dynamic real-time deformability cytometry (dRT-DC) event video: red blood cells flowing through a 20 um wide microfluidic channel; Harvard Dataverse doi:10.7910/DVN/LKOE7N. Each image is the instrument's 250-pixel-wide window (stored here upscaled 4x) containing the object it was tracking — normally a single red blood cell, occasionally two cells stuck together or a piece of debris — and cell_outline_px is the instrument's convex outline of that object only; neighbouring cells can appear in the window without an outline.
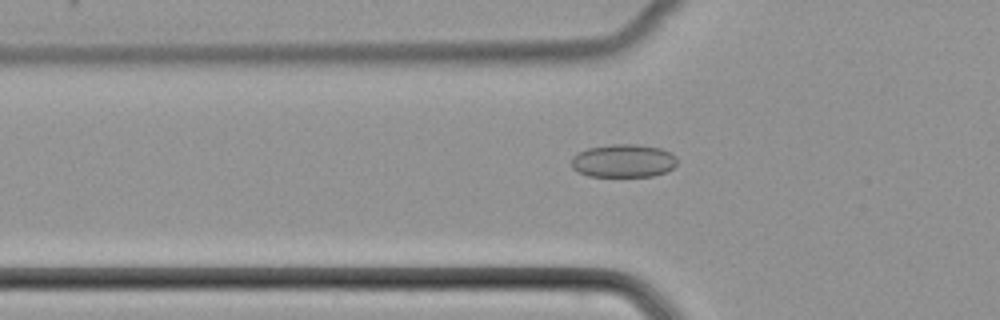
{"species": "common noctule bat (a hibernating species)", "species_latin": "Nyctalus noctula", "temperature_condition": "cold", "stored_images_in_passage": 51, "camera_frame_rate_fps": 3000, "um_per_image_px": 0.085, "animal": {"sex": "female", "body_mass_g": 22.7, "forearm_length_mm": 54.2}, "frame": {"image": 1, "passage_image": 18, "time_ms": 5.667, "image_size_px": [1000, 320], "cell_outline_px": [[676, 164], [668, 172], [652, 176], [588, 176], [572, 168], [572, 156], [576, 152], [588, 148], [612, 144], [636, 144], [660, 148], [672, 152], [676, 156]], "centroid_in_image_um": [53.0, 13.66], "position_along_channel_um": 72.8, "area_um2": 20.58}}
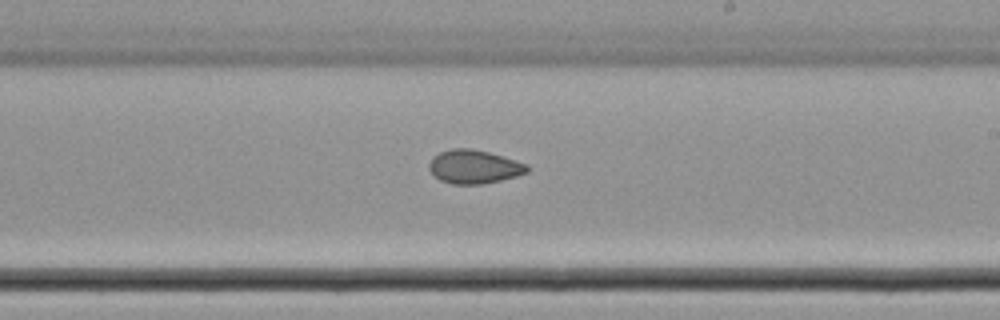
{"frame": {"image": 2, "passage_image": 31, "time_ms": 10.0, "image_size_px": [1000, 320], "cell_outline_px": [[528, 172], [516, 176], [484, 184], [452, 184], [440, 180], [432, 176], [428, 168], [428, 164], [432, 156], [440, 152], [452, 148], [472, 148], [488, 152], [528, 164]], "centroid_in_image_um": [40.24, 14.17], "position_along_channel_um": 248.8, "area_um2": 19.36}}
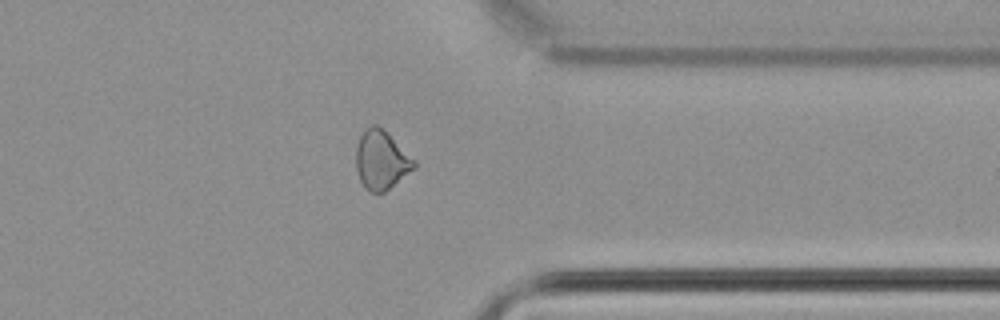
{"frame": {"image": 3, "passage_image": 41, "time_ms": 13.333, "image_size_px": [1000, 320], "cell_outline_px": [[416, 168], [384, 192], [368, 192], [364, 188], [360, 180], [356, 168], [356, 148], [360, 136], [364, 128], [372, 124], [376, 124], [384, 128], [416, 160]], "centroid_in_image_um": [32.42, 13.58], "position_along_channel_um": 379.0, "area_um2": 20.29}}